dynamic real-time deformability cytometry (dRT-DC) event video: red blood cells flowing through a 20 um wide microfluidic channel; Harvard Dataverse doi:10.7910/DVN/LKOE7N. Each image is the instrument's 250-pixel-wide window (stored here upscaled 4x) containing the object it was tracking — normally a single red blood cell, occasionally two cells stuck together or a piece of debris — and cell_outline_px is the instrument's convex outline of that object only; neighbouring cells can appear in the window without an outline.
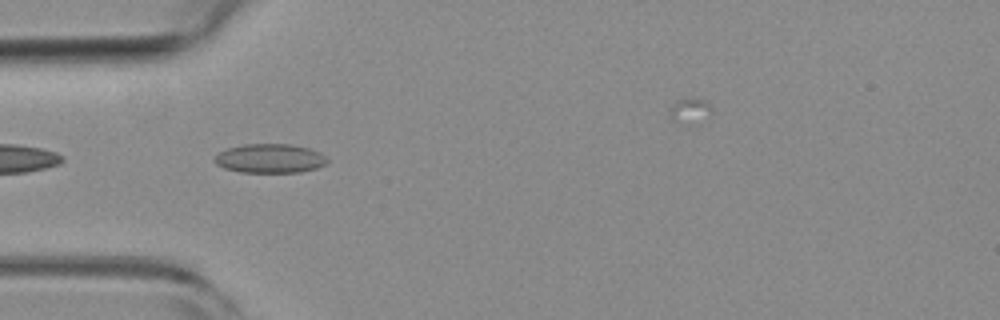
{"species": "common noctule bat (a hibernating species)", "species_latin": "Nyctalus noctula", "temperature_condition": "room temperature", "stored_images_in_passage": 10, "camera_frame_rate_fps": 3000, "um_per_image_px": 0.085, "animal": {"sex": "female", "body_mass_g": 19.3, "forearm_length_mm": 54.1}, "frame": {"image": 1, "passage_image": 2, "time_ms": 0.333, "image_size_px": [1000, 320], "cell_outline_px": [[328, 164], [316, 168], [300, 172], [240, 172], [224, 168], [216, 164], [212, 160], [220, 152], [228, 148], [244, 144], [292, 144], [308, 148], [320, 152], [328, 160]], "centroid_in_image_um": [22.95, 13.47], "position_along_channel_um": 62.0, "area_um2": 19.13}}
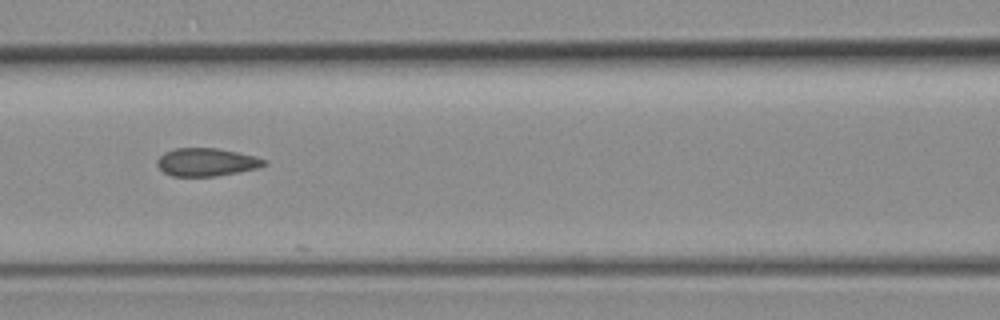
{"frame": {"image": 2, "passage_image": 9, "time_ms": 2.667, "image_size_px": [1000, 320], "cell_outline_px": [[268, 164], [256, 168], [240, 172], [216, 176], [172, 176], [164, 172], [156, 164], [156, 160], [164, 152], [176, 148], [216, 148], [256, 156], [268, 160]], "centroid_in_image_um": [17.56, 13.78], "position_along_channel_um": 149.0, "area_um2": 17.51}}